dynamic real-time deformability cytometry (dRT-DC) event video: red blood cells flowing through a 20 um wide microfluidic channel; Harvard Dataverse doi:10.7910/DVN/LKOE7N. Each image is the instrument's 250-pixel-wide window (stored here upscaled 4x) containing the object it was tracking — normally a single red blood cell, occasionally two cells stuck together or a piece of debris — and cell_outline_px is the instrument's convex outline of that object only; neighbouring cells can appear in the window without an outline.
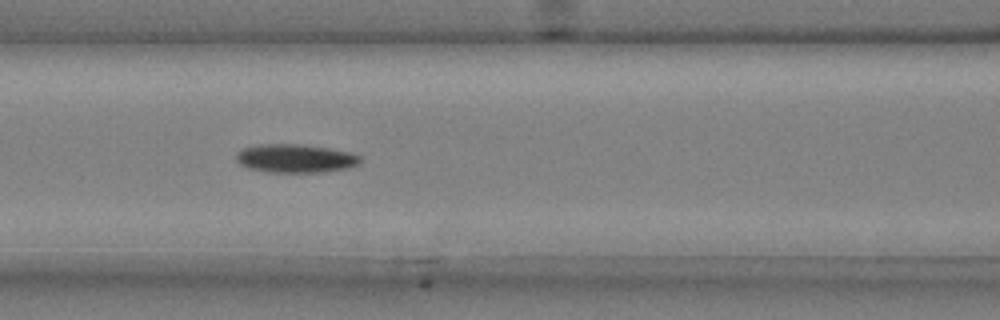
{"species": "common noctule bat (a hibernating species)", "species_latin": "Nyctalus noctula", "temperature_condition": "cold", "stored_images_in_passage": 26, "camera_frame_rate_fps": 3000, "um_per_image_px": 0.085, "animal": {"sex": "male", "body_mass_g": 20.4}, "frame": {"image": 1, "passage_image": 22, "time_ms": 7.0, "image_size_px": [1000, 320], "cell_outline_px": [[364, 160], [360, 164], [352, 168], [324, 172], [268, 172], [248, 168], [240, 164], [236, 160], [236, 152], [244, 148], [260, 144], [296, 144], [328, 148], [352, 152], [360, 156]], "centroid_in_image_um": [25.17, 13.47], "position_along_channel_um": 141.4, "area_um2": 20.87}}
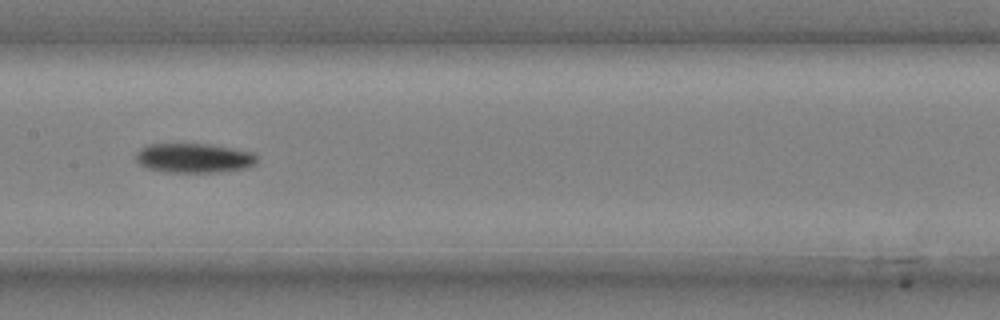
{"frame": {"image": 2, "passage_image": 26, "time_ms": 8.333, "image_size_px": [1000, 320], "cell_outline_px": [[256, 164], [248, 168], [220, 172], [168, 172], [148, 168], [140, 164], [136, 160], [136, 152], [140, 148], [148, 144], [212, 144], [252, 152], [256, 156]], "centroid_in_image_um": [16.5, 13.43], "position_along_channel_um": 190.9, "area_um2": 20.87}}